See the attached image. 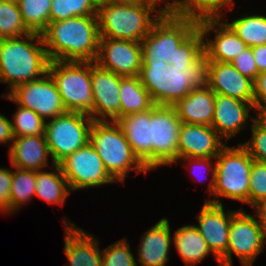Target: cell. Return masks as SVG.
Listing matches in <instances>:
<instances>
[{"label":"cell","instance_id":"1","mask_svg":"<svg viewBox=\"0 0 266 266\" xmlns=\"http://www.w3.org/2000/svg\"><path fill=\"white\" fill-rule=\"evenodd\" d=\"M50 61L95 62L99 51L97 15L50 22L41 33Z\"/></svg>","mask_w":266,"mask_h":266},{"label":"cell","instance_id":"2","mask_svg":"<svg viewBox=\"0 0 266 266\" xmlns=\"http://www.w3.org/2000/svg\"><path fill=\"white\" fill-rule=\"evenodd\" d=\"M139 79L155 105L173 106L194 88L206 85V58L203 55L193 66L142 63Z\"/></svg>","mask_w":266,"mask_h":266},{"label":"cell","instance_id":"3","mask_svg":"<svg viewBox=\"0 0 266 266\" xmlns=\"http://www.w3.org/2000/svg\"><path fill=\"white\" fill-rule=\"evenodd\" d=\"M49 62L39 33L0 39V83H8L10 91L18 85L42 78L48 72Z\"/></svg>","mask_w":266,"mask_h":266},{"label":"cell","instance_id":"4","mask_svg":"<svg viewBox=\"0 0 266 266\" xmlns=\"http://www.w3.org/2000/svg\"><path fill=\"white\" fill-rule=\"evenodd\" d=\"M89 142L115 182L125 181L129 170L145 174L149 171L133 153L122 128L116 121H93Z\"/></svg>","mask_w":266,"mask_h":266},{"label":"cell","instance_id":"5","mask_svg":"<svg viewBox=\"0 0 266 266\" xmlns=\"http://www.w3.org/2000/svg\"><path fill=\"white\" fill-rule=\"evenodd\" d=\"M144 3L108 2L98 6L97 19L100 38L141 42L160 19L159 14Z\"/></svg>","mask_w":266,"mask_h":266},{"label":"cell","instance_id":"6","mask_svg":"<svg viewBox=\"0 0 266 266\" xmlns=\"http://www.w3.org/2000/svg\"><path fill=\"white\" fill-rule=\"evenodd\" d=\"M214 199L205 200L222 205L216 197H226L249 204V182L253 158L242 145L230 147L225 145L215 157Z\"/></svg>","mask_w":266,"mask_h":266},{"label":"cell","instance_id":"7","mask_svg":"<svg viewBox=\"0 0 266 266\" xmlns=\"http://www.w3.org/2000/svg\"><path fill=\"white\" fill-rule=\"evenodd\" d=\"M48 73L56 83L66 111L83 113L94 120L91 62L50 61Z\"/></svg>","mask_w":266,"mask_h":266},{"label":"cell","instance_id":"8","mask_svg":"<svg viewBox=\"0 0 266 266\" xmlns=\"http://www.w3.org/2000/svg\"><path fill=\"white\" fill-rule=\"evenodd\" d=\"M198 23L181 16H161L141 41L142 63H169L176 48L198 28Z\"/></svg>","mask_w":266,"mask_h":266},{"label":"cell","instance_id":"9","mask_svg":"<svg viewBox=\"0 0 266 266\" xmlns=\"http://www.w3.org/2000/svg\"><path fill=\"white\" fill-rule=\"evenodd\" d=\"M93 119L86 114L66 112L45 122L44 135L52 164H59L90 140Z\"/></svg>","mask_w":266,"mask_h":266},{"label":"cell","instance_id":"10","mask_svg":"<svg viewBox=\"0 0 266 266\" xmlns=\"http://www.w3.org/2000/svg\"><path fill=\"white\" fill-rule=\"evenodd\" d=\"M256 216L247 214L242 208L232 211L228 248L226 254L219 260L220 266H233V253L243 266L253 265L266 242L265 228L257 211Z\"/></svg>","mask_w":266,"mask_h":266},{"label":"cell","instance_id":"11","mask_svg":"<svg viewBox=\"0 0 266 266\" xmlns=\"http://www.w3.org/2000/svg\"><path fill=\"white\" fill-rule=\"evenodd\" d=\"M181 124L173 106L154 105L151 108L152 169L178 160Z\"/></svg>","mask_w":266,"mask_h":266},{"label":"cell","instance_id":"12","mask_svg":"<svg viewBox=\"0 0 266 266\" xmlns=\"http://www.w3.org/2000/svg\"><path fill=\"white\" fill-rule=\"evenodd\" d=\"M1 97L33 110L45 121L67 112L56 83L48 72L38 80L16 86Z\"/></svg>","mask_w":266,"mask_h":266},{"label":"cell","instance_id":"13","mask_svg":"<svg viewBox=\"0 0 266 266\" xmlns=\"http://www.w3.org/2000/svg\"><path fill=\"white\" fill-rule=\"evenodd\" d=\"M59 166L71 191L115 182L90 142L63 159Z\"/></svg>","mask_w":266,"mask_h":266},{"label":"cell","instance_id":"14","mask_svg":"<svg viewBox=\"0 0 266 266\" xmlns=\"http://www.w3.org/2000/svg\"><path fill=\"white\" fill-rule=\"evenodd\" d=\"M95 63L123 77L139 76L142 66V44L130 40L100 38Z\"/></svg>","mask_w":266,"mask_h":266},{"label":"cell","instance_id":"15","mask_svg":"<svg viewBox=\"0 0 266 266\" xmlns=\"http://www.w3.org/2000/svg\"><path fill=\"white\" fill-rule=\"evenodd\" d=\"M91 77L94 121H117L120 118V75L91 62Z\"/></svg>","mask_w":266,"mask_h":266},{"label":"cell","instance_id":"16","mask_svg":"<svg viewBox=\"0 0 266 266\" xmlns=\"http://www.w3.org/2000/svg\"><path fill=\"white\" fill-rule=\"evenodd\" d=\"M206 85L215 94L254 103V81L230 62L206 61Z\"/></svg>","mask_w":266,"mask_h":266},{"label":"cell","instance_id":"17","mask_svg":"<svg viewBox=\"0 0 266 266\" xmlns=\"http://www.w3.org/2000/svg\"><path fill=\"white\" fill-rule=\"evenodd\" d=\"M196 217L199 222L196 227L220 266L219 260L226 254L228 248L232 211L229 209L225 213L223 205L205 201Z\"/></svg>","mask_w":266,"mask_h":266},{"label":"cell","instance_id":"18","mask_svg":"<svg viewBox=\"0 0 266 266\" xmlns=\"http://www.w3.org/2000/svg\"><path fill=\"white\" fill-rule=\"evenodd\" d=\"M221 20L220 18L203 19L198 23V28L204 37L206 61L231 62L238 53L248 47L226 23H220ZM211 30L215 32L213 40L208 39L206 35Z\"/></svg>","mask_w":266,"mask_h":266},{"label":"cell","instance_id":"19","mask_svg":"<svg viewBox=\"0 0 266 266\" xmlns=\"http://www.w3.org/2000/svg\"><path fill=\"white\" fill-rule=\"evenodd\" d=\"M226 145L209 125L181 124L178 139V159L185 157L213 158Z\"/></svg>","mask_w":266,"mask_h":266},{"label":"cell","instance_id":"20","mask_svg":"<svg viewBox=\"0 0 266 266\" xmlns=\"http://www.w3.org/2000/svg\"><path fill=\"white\" fill-rule=\"evenodd\" d=\"M254 109V103L242 101L229 96L215 94V108L212 127L218 135L227 142L237 135L247 125L249 112ZM238 132V133H237Z\"/></svg>","mask_w":266,"mask_h":266},{"label":"cell","instance_id":"21","mask_svg":"<svg viewBox=\"0 0 266 266\" xmlns=\"http://www.w3.org/2000/svg\"><path fill=\"white\" fill-rule=\"evenodd\" d=\"M63 221L65 236L64 252L69 262L65 266H102V253L98 240L82 228L66 219ZM95 238V239H94Z\"/></svg>","mask_w":266,"mask_h":266},{"label":"cell","instance_id":"22","mask_svg":"<svg viewBox=\"0 0 266 266\" xmlns=\"http://www.w3.org/2000/svg\"><path fill=\"white\" fill-rule=\"evenodd\" d=\"M122 128L133 153L152 171L151 109L120 117Z\"/></svg>","mask_w":266,"mask_h":266},{"label":"cell","instance_id":"23","mask_svg":"<svg viewBox=\"0 0 266 266\" xmlns=\"http://www.w3.org/2000/svg\"><path fill=\"white\" fill-rule=\"evenodd\" d=\"M167 218L161 219L141 237L138 248V262L141 266H165L169 260L171 237Z\"/></svg>","mask_w":266,"mask_h":266},{"label":"cell","instance_id":"24","mask_svg":"<svg viewBox=\"0 0 266 266\" xmlns=\"http://www.w3.org/2000/svg\"><path fill=\"white\" fill-rule=\"evenodd\" d=\"M10 146L8 155L13 167L34 171L48 167L50 152L45 135L14 137Z\"/></svg>","mask_w":266,"mask_h":266},{"label":"cell","instance_id":"25","mask_svg":"<svg viewBox=\"0 0 266 266\" xmlns=\"http://www.w3.org/2000/svg\"><path fill=\"white\" fill-rule=\"evenodd\" d=\"M173 107L183 123L212 126L215 93L207 86L194 88Z\"/></svg>","mask_w":266,"mask_h":266},{"label":"cell","instance_id":"26","mask_svg":"<svg viewBox=\"0 0 266 266\" xmlns=\"http://www.w3.org/2000/svg\"><path fill=\"white\" fill-rule=\"evenodd\" d=\"M173 244L187 266H195L212 254L196 225L178 228L173 234Z\"/></svg>","mask_w":266,"mask_h":266},{"label":"cell","instance_id":"27","mask_svg":"<svg viewBox=\"0 0 266 266\" xmlns=\"http://www.w3.org/2000/svg\"><path fill=\"white\" fill-rule=\"evenodd\" d=\"M53 172L36 171L35 196L49 204L64 205L71 190L59 164H51Z\"/></svg>","mask_w":266,"mask_h":266},{"label":"cell","instance_id":"28","mask_svg":"<svg viewBox=\"0 0 266 266\" xmlns=\"http://www.w3.org/2000/svg\"><path fill=\"white\" fill-rule=\"evenodd\" d=\"M154 105L139 76H120V117L147 111Z\"/></svg>","mask_w":266,"mask_h":266},{"label":"cell","instance_id":"29","mask_svg":"<svg viewBox=\"0 0 266 266\" xmlns=\"http://www.w3.org/2000/svg\"><path fill=\"white\" fill-rule=\"evenodd\" d=\"M248 47L266 44V16L248 15L226 23Z\"/></svg>","mask_w":266,"mask_h":266},{"label":"cell","instance_id":"30","mask_svg":"<svg viewBox=\"0 0 266 266\" xmlns=\"http://www.w3.org/2000/svg\"><path fill=\"white\" fill-rule=\"evenodd\" d=\"M13 171L10 197V213L20 210L22 205L29 203L35 197L36 190V171L20 169L17 167Z\"/></svg>","mask_w":266,"mask_h":266},{"label":"cell","instance_id":"31","mask_svg":"<svg viewBox=\"0 0 266 266\" xmlns=\"http://www.w3.org/2000/svg\"><path fill=\"white\" fill-rule=\"evenodd\" d=\"M52 0H19L18 5L27 28L41 34L50 23Z\"/></svg>","mask_w":266,"mask_h":266},{"label":"cell","instance_id":"32","mask_svg":"<svg viewBox=\"0 0 266 266\" xmlns=\"http://www.w3.org/2000/svg\"><path fill=\"white\" fill-rule=\"evenodd\" d=\"M30 33L18 3L0 0V39L18 38Z\"/></svg>","mask_w":266,"mask_h":266},{"label":"cell","instance_id":"33","mask_svg":"<svg viewBox=\"0 0 266 266\" xmlns=\"http://www.w3.org/2000/svg\"><path fill=\"white\" fill-rule=\"evenodd\" d=\"M234 5L233 0H184L183 17L197 21L203 19H223L224 13L221 12L223 11L222 9L228 6V8H225L226 12L227 9L232 10Z\"/></svg>","mask_w":266,"mask_h":266},{"label":"cell","instance_id":"34","mask_svg":"<svg viewBox=\"0 0 266 266\" xmlns=\"http://www.w3.org/2000/svg\"><path fill=\"white\" fill-rule=\"evenodd\" d=\"M17 107L11 122L14 137L44 135L46 121L33 110Z\"/></svg>","mask_w":266,"mask_h":266},{"label":"cell","instance_id":"35","mask_svg":"<svg viewBox=\"0 0 266 266\" xmlns=\"http://www.w3.org/2000/svg\"><path fill=\"white\" fill-rule=\"evenodd\" d=\"M204 55V37L197 28L179 47L176 48L172 66H193Z\"/></svg>","mask_w":266,"mask_h":266},{"label":"cell","instance_id":"36","mask_svg":"<svg viewBox=\"0 0 266 266\" xmlns=\"http://www.w3.org/2000/svg\"><path fill=\"white\" fill-rule=\"evenodd\" d=\"M266 202V162L253 160L249 182V205L257 209Z\"/></svg>","mask_w":266,"mask_h":266},{"label":"cell","instance_id":"37","mask_svg":"<svg viewBox=\"0 0 266 266\" xmlns=\"http://www.w3.org/2000/svg\"><path fill=\"white\" fill-rule=\"evenodd\" d=\"M102 266H138L126 238L102 250Z\"/></svg>","mask_w":266,"mask_h":266},{"label":"cell","instance_id":"38","mask_svg":"<svg viewBox=\"0 0 266 266\" xmlns=\"http://www.w3.org/2000/svg\"><path fill=\"white\" fill-rule=\"evenodd\" d=\"M253 120L251 126L252 137L242 145L247 149L253 160L258 162H266V126L260 123L256 118Z\"/></svg>","mask_w":266,"mask_h":266},{"label":"cell","instance_id":"39","mask_svg":"<svg viewBox=\"0 0 266 266\" xmlns=\"http://www.w3.org/2000/svg\"><path fill=\"white\" fill-rule=\"evenodd\" d=\"M243 76L255 81L259 74L252 47H247L230 62Z\"/></svg>","mask_w":266,"mask_h":266},{"label":"cell","instance_id":"40","mask_svg":"<svg viewBox=\"0 0 266 266\" xmlns=\"http://www.w3.org/2000/svg\"><path fill=\"white\" fill-rule=\"evenodd\" d=\"M12 178L13 170L0 168V211L4 213L10 212Z\"/></svg>","mask_w":266,"mask_h":266},{"label":"cell","instance_id":"41","mask_svg":"<svg viewBox=\"0 0 266 266\" xmlns=\"http://www.w3.org/2000/svg\"><path fill=\"white\" fill-rule=\"evenodd\" d=\"M165 0H143V3L153 8L160 16H181L183 17V1L184 0H173L172 2L164 3V7L158 9L157 5L161 4Z\"/></svg>","mask_w":266,"mask_h":266},{"label":"cell","instance_id":"42","mask_svg":"<svg viewBox=\"0 0 266 266\" xmlns=\"http://www.w3.org/2000/svg\"><path fill=\"white\" fill-rule=\"evenodd\" d=\"M188 161L189 160V165H191V167H193V170L194 168L197 166L198 170L201 169H205L206 171L207 170H210L208 172H211L212 174V179L209 183V187L207 188L208 192L210 193V195L213 196V192H214V186H215V161L212 162V158H204V157H185V158H181V159H178L176 162L177 163H181V161ZM194 163V164H193ZM195 166H193V165ZM205 167V168H204ZM208 168V169H207ZM204 171V170H203Z\"/></svg>","mask_w":266,"mask_h":266},{"label":"cell","instance_id":"43","mask_svg":"<svg viewBox=\"0 0 266 266\" xmlns=\"http://www.w3.org/2000/svg\"><path fill=\"white\" fill-rule=\"evenodd\" d=\"M71 18L77 16L97 15L98 7L93 0H68Z\"/></svg>","mask_w":266,"mask_h":266},{"label":"cell","instance_id":"44","mask_svg":"<svg viewBox=\"0 0 266 266\" xmlns=\"http://www.w3.org/2000/svg\"><path fill=\"white\" fill-rule=\"evenodd\" d=\"M266 105V71L257 75L254 81V108L255 111Z\"/></svg>","mask_w":266,"mask_h":266},{"label":"cell","instance_id":"45","mask_svg":"<svg viewBox=\"0 0 266 266\" xmlns=\"http://www.w3.org/2000/svg\"><path fill=\"white\" fill-rule=\"evenodd\" d=\"M71 18L68 0H52L50 8V22Z\"/></svg>","mask_w":266,"mask_h":266},{"label":"cell","instance_id":"46","mask_svg":"<svg viewBox=\"0 0 266 266\" xmlns=\"http://www.w3.org/2000/svg\"><path fill=\"white\" fill-rule=\"evenodd\" d=\"M14 140L11 121L0 114V143H11ZM9 141V142H8Z\"/></svg>","mask_w":266,"mask_h":266},{"label":"cell","instance_id":"47","mask_svg":"<svg viewBox=\"0 0 266 266\" xmlns=\"http://www.w3.org/2000/svg\"><path fill=\"white\" fill-rule=\"evenodd\" d=\"M254 54V60L257 65L258 72L266 71V44L260 46L252 47Z\"/></svg>","mask_w":266,"mask_h":266},{"label":"cell","instance_id":"48","mask_svg":"<svg viewBox=\"0 0 266 266\" xmlns=\"http://www.w3.org/2000/svg\"><path fill=\"white\" fill-rule=\"evenodd\" d=\"M257 213L259 214L262 224L265 228V232H266V202L261 204L257 209H256Z\"/></svg>","mask_w":266,"mask_h":266},{"label":"cell","instance_id":"49","mask_svg":"<svg viewBox=\"0 0 266 266\" xmlns=\"http://www.w3.org/2000/svg\"><path fill=\"white\" fill-rule=\"evenodd\" d=\"M258 118H256L260 123H262L264 126H266V105L259 107L256 110Z\"/></svg>","mask_w":266,"mask_h":266},{"label":"cell","instance_id":"50","mask_svg":"<svg viewBox=\"0 0 266 266\" xmlns=\"http://www.w3.org/2000/svg\"><path fill=\"white\" fill-rule=\"evenodd\" d=\"M111 1L119 3H143V0H111Z\"/></svg>","mask_w":266,"mask_h":266},{"label":"cell","instance_id":"51","mask_svg":"<svg viewBox=\"0 0 266 266\" xmlns=\"http://www.w3.org/2000/svg\"><path fill=\"white\" fill-rule=\"evenodd\" d=\"M111 0H93V2L96 4V6H100V5H103V4H106L108 2H110Z\"/></svg>","mask_w":266,"mask_h":266},{"label":"cell","instance_id":"52","mask_svg":"<svg viewBox=\"0 0 266 266\" xmlns=\"http://www.w3.org/2000/svg\"><path fill=\"white\" fill-rule=\"evenodd\" d=\"M3 1H11V2H15V3L19 2V0H3Z\"/></svg>","mask_w":266,"mask_h":266}]
</instances>
